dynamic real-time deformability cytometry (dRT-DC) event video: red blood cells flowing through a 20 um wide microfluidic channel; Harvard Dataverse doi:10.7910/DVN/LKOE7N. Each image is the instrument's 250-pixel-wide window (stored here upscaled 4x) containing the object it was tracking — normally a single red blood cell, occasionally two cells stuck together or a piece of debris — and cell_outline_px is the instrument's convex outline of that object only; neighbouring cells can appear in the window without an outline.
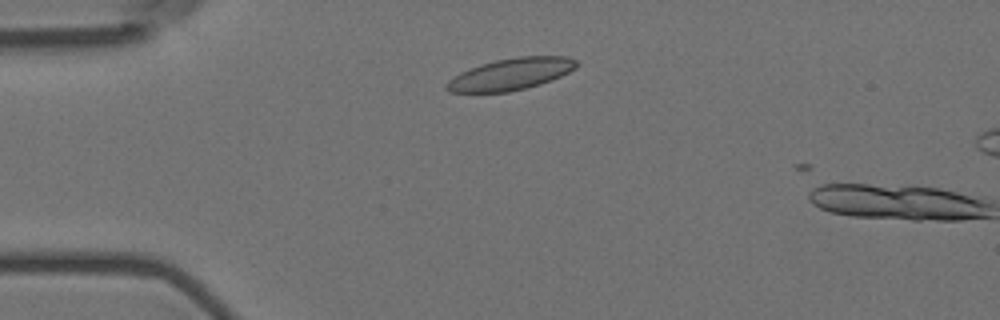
{"species": "Egyptian fruit bat (a non-hibernating species)", "species_latin": "Rousettus aegyptiacus", "temperature_condition": "room temperature", "stored_images_in_passage": 4, "camera_frame_rate_fps": 3000, "um_per_image_px": 0.085, "animal": {"sex": "female"}, "frame": {"image": 1, "passage_image": 3, "time_ms": 0.667, "image_size_px": [1000, 320], "cell_outline_px": [[580, 64], [576, 68], [552, 80], [540, 84], [508, 92], [448, 92], [444, 88], [444, 84], [448, 80], [460, 72], [480, 64], [496, 60], [520, 56], [568, 56], [576, 60]], "centroid_in_image_um": [43.41, 6.29], "position_along_channel_um": 41.6, "area_um2": 24.1}}